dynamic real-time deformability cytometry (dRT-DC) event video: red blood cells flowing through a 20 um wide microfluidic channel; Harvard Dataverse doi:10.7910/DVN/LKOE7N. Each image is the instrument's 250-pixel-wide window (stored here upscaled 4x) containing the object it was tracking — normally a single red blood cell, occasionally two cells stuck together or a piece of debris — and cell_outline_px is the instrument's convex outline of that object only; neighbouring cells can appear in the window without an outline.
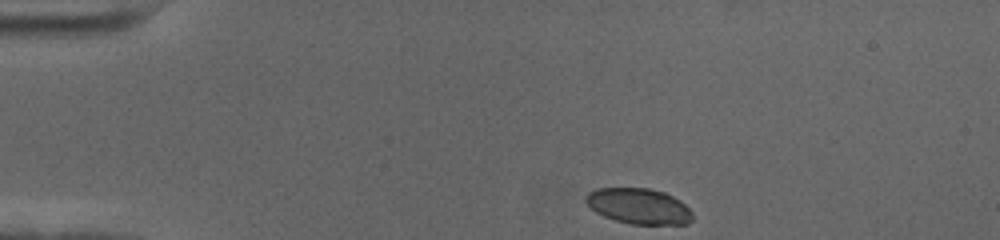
{"species": "human", "species_latin": "Homo sapiens", "temperature_condition": "cold", "stored_images_in_passage": 48, "camera_frame_rate_fps": 3000, "um_per_image_px": 0.085, "donor": {"sex": "female"}, "frame": {"image": 1, "passage_image": 1, "time_ms": 0.0, "image_size_px": [1000, 240], "cell_outline_px": [[692, 220], [688, 224], [632, 224], [616, 220], [604, 216], [596, 212], [584, 200], [584, 196], [588, 192], [596, 188], [648, 188], [664, 192], [680, 200], [692, 212]], "centroid_in_image_um": [54.29, 17.51], "position_along_channel_um": 30.7, "area_um2": 22.14}}
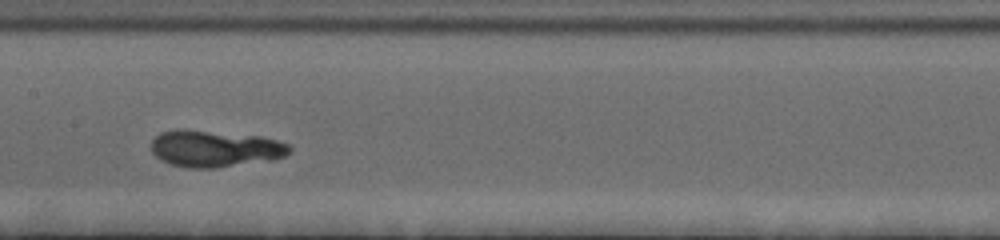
{"frame": {"image": 2, "passage_image": 20, "time_ms": 6.333, "image_size_px": [1000, 240], "cell_outline_px": [[292, 152], [284, 156], [272, 160], [216, 168], [188, 168], [172, 164], [160, 160], [152, 152], [152, 140], [160, 132], [204, 132], [260, 136], [276, 140], [288, 144], [292, 148]], "centroid_in_image_um": [18.34, 12.69], "position_along_channel_um": 189.1, "area_um2": 28.67}}
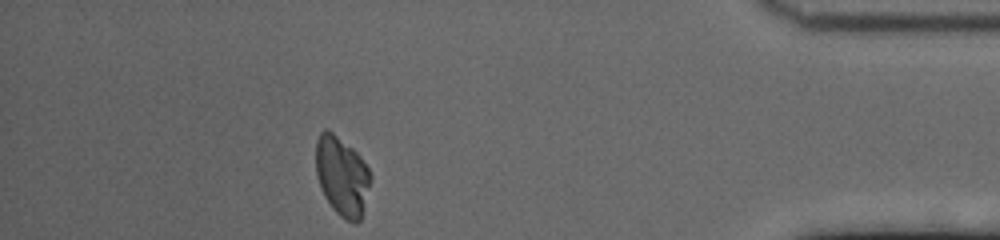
{"frame": {"image": 3, "passage_image": 42, "time_ms": 13.667, "image_size_px": [1000, 240], "cell_outline_px": [[372, 180], [360, 220], [356, 224], [352, 224], [344, 220], [332, 208], [324, 196], [316, 176], [316, 140], [320, 132], [324, 128], [328, 128], [352, 148], [360, 156], [368, 168], [372, 176]], "centroid_in_image_um": [29.07, 14.97], "position_along_channel_um": 406.1, "area_um2": 25.61}, "authors_computed_cell_mechanics": {"area_um2": 26.6747, "velocity_mm_per_s": 3.5313, "shape_relaxation_time_tau1_ms": 6.2647, "shape_relaxation_time_tau2_ms": null, "deformation_change_tau1": 0.2343, "deformation_change_tau2": null}}